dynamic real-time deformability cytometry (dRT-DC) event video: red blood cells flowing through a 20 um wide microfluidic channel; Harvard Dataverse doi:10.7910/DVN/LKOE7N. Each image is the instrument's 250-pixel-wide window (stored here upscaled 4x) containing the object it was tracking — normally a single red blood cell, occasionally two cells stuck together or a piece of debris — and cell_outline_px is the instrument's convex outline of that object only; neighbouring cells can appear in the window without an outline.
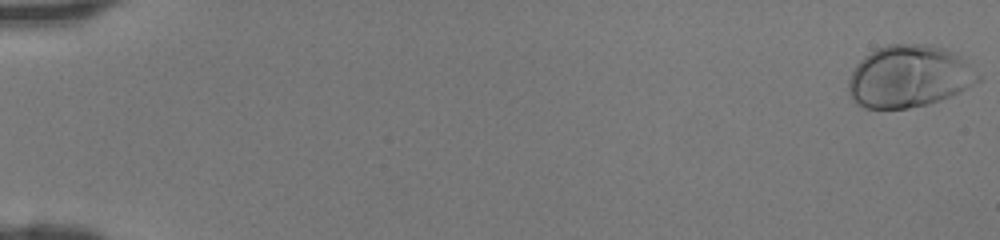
{"species": "human", "species_latin": "Homo sapiens", "temperature_condition": "room temperature", "stored_images_in_passage": 47, "camera_frame_rate_fps": 3000, "um_per_image_px": 0.085, "donor": {"sex": "female"}, "frame": {"image": 1, "passage_image": 1, "time_ms": 0.0, "image_size_px": [1000, 240], "cell_outline_px": [[980, 80], [960, 92], [940, 100], [928, 104], [908, 108], [864, 108], [856, 104], [852, 100], [848, 92], [848, 80], [856, 64], [864, 56], [876, 48], [888, 44], [928, 44], [944, 48], [960, 56], [980, 76]], "centroid_in_image_um": [77.23, 6.5], "position_along_channel_um": 7.8, "area_um2": 46.93}}
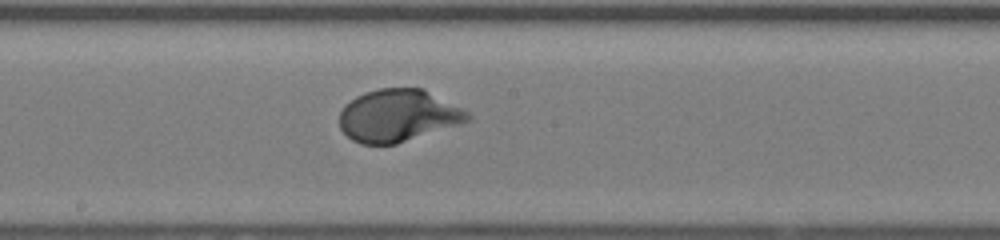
{"frame": {"image": 2, "passage_image": 27, "time_ms": 8.667, "image_size_px": [1000, 240], "cell_outline_px": [[472, 120], [460, 124], [396, 144], [360, 144], [352, 140], [340, 128], [340, 112], [344, 104], [356, 96], [380, 88], [424, 88], [468, 112], [472, 116]], "centroid_in_image_um": [33.83, 9.83], "position_along_channel_um": 214.4, "area_um2": 39.02}}
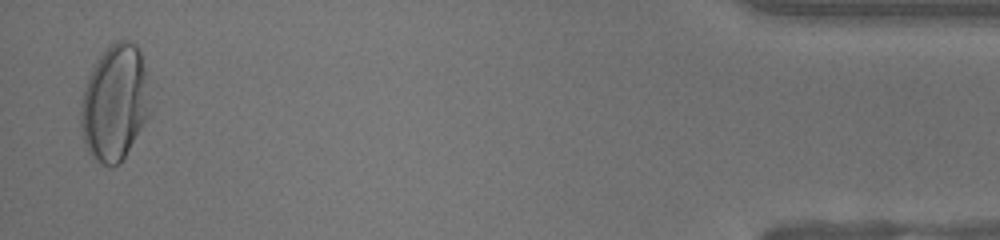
{"frame": {"image": 3, "passage_image": 46, "time_ms": 15.0, "image_size_px": [1000, 240], "cell_outline_px": [[152, 108], [148, 116], [124, 156], [112, 168], [96, 160], [88, 152], [84, 144], [80, 128], [80, 104], [84, 88], [92, 68], [100, 56], [116, 40], [128, 40], [136, 44], [140, 48]], "centroid_in_image_um": [9.74, 8.73], "position_along_channel_um": 425.5, "area_um2": 46.64}}